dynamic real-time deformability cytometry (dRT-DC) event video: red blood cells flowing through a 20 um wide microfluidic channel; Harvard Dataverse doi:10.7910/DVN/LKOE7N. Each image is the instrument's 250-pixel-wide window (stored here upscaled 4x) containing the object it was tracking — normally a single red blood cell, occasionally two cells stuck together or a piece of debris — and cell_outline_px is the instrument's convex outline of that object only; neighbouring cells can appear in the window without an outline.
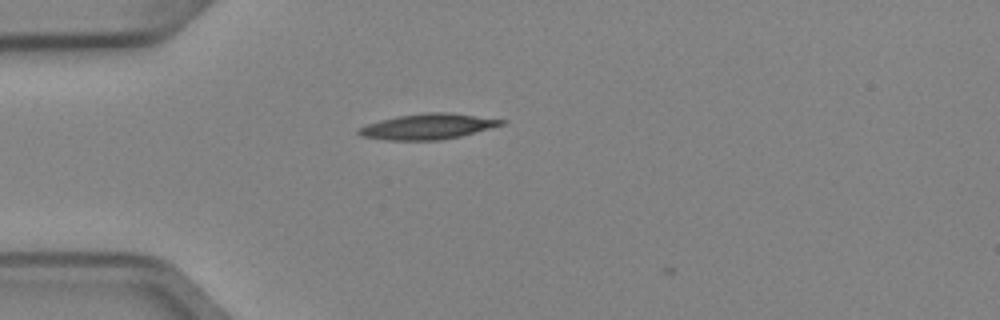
{"species": "Egyptian fruit bat (a non-hibernating species)", "species_latin": "Rousettus aegyptiacus", "temperature_condition": "cold", "stored_images_in_passage": 1, "camera_frame_rate_fps": 3000, "um_per_image_px": 0.085, "animal": {"sex": "female"}, "frame": {"image": 1, "passage_image": 1, "time_ms": 0.0, "image_size_px": [1000, 320], "cell_outline_px": [[508, 120], [504, 124], [460, 136], [436, 140], [388, 140], [360, 136], [356, 132], [360, 128], [368, 124], [380, 120], [400, 116], [424, 112], [444, 112]], "centroid_in_image_um": [36.35, 10.75], "position_along_channel_um": 48.7, "area_um2": 20.87}}